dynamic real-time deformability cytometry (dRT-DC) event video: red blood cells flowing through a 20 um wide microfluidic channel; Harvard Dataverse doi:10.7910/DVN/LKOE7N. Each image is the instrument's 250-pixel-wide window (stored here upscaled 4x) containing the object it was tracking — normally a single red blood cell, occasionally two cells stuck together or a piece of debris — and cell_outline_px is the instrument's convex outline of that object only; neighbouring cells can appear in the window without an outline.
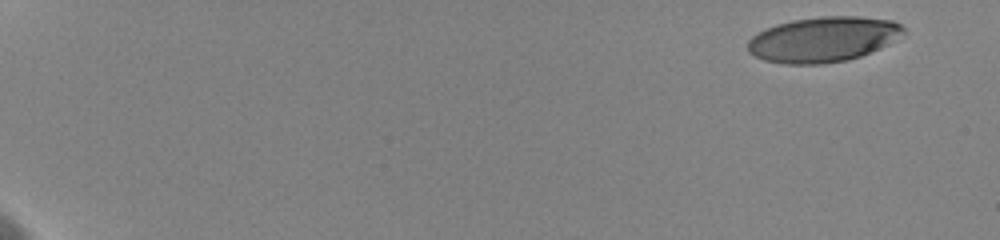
{"species": "human", "species_latin": "Homo sapiens", "temperature_condition": "cold", "stored_images_in_passage": 4, "camera_frame_rate_fps": 3000, "um_per_image_px": 0.085, "donor": {"sex": "female"}, "frame": {"image": 1, "passage_image": 1, "time_ms": 0.0, "image_size_px": [1000, 240], "cell_outline_px": [[908, 32], [888, 44], [880, 48], [860, 56], [848, 60], [820, 64], [784, 64], [764, 60], [748, 52], [748, 40], [756, 32], [764, 28], [776, 24], [792, 20], [820, 16], [856, 16], [892, 20], [900, 24]], "centroid_in_image_um": [69.97, 3.34], "position_along_channel_um": 15.0, "area_um2": 41.33}}